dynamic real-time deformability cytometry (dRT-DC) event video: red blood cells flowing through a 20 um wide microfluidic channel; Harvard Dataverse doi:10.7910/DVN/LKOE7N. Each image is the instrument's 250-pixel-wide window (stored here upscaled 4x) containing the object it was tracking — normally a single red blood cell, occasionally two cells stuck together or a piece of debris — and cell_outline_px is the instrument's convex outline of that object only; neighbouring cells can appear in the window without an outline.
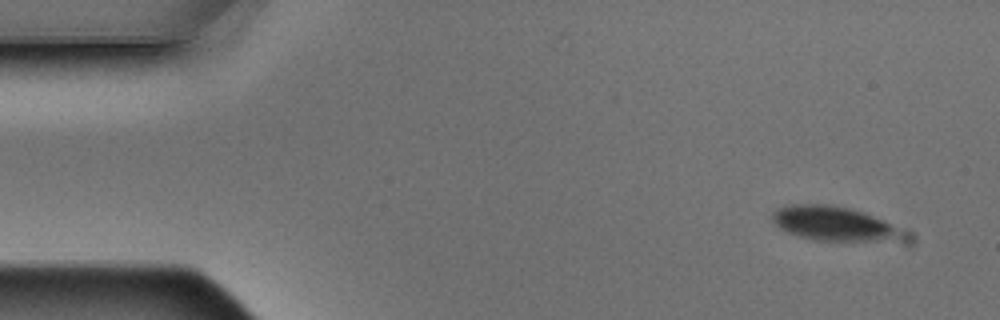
{"species": "Egyptian fruit bat (a non-hibernating species)", "species_latin": "Rousettus aegyptiacus", "temperature_condition": "warm", "stored_images_in_passage": 4, "camera_frame_rate_fps": 3000, "um_per_image_px": 0.085, "animal": {"sex": "male"}, "frame": {"image": 1, "passage_image": 1, "time_ms": 0.0, "image_size_px": [1000, 320], "cell_outline_px": [[892, 232], [888, 236], [868, 240], [816, 240], [800, 236], [788, 232], [780, 228], [772, 220], [772, 212], [776, 208], [788, 204], [832, 204], [864, 212], [884, 220], [892, 224]], "centroid_in_image_um": [70.54, 18.92], "position_along_channel_um": 14.5, "area_um2": 24.45}}
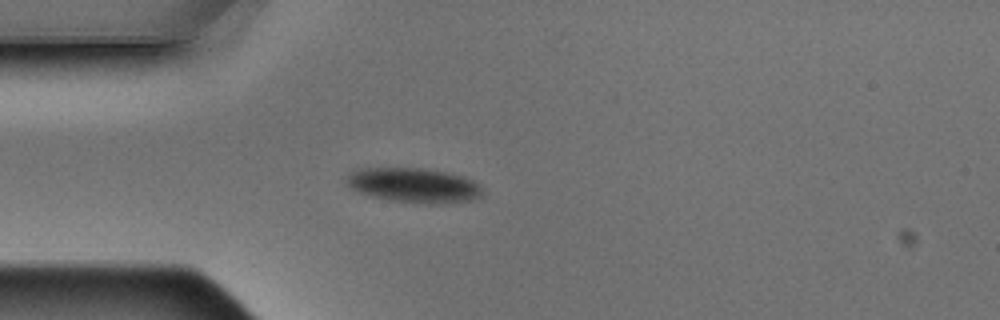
{"frame": {"image": 2, "passage_image": 4, "time_ms": 1.0, "image_size_px": [1000, 320], "cell_outline_px": [[480, 196], [472, 200], [452, 204], [428, 204], [388, 200], [372, 196], [360, 192], [344, 184], [344, 180], [356, 168], [420, 168], [444, 172], [464, 176], [472, 180], [480, 188]], "centroid_in_image_um": [35.14, 15.76], "position_along_channel_um": 49.9, "area_um2": 27.51}}